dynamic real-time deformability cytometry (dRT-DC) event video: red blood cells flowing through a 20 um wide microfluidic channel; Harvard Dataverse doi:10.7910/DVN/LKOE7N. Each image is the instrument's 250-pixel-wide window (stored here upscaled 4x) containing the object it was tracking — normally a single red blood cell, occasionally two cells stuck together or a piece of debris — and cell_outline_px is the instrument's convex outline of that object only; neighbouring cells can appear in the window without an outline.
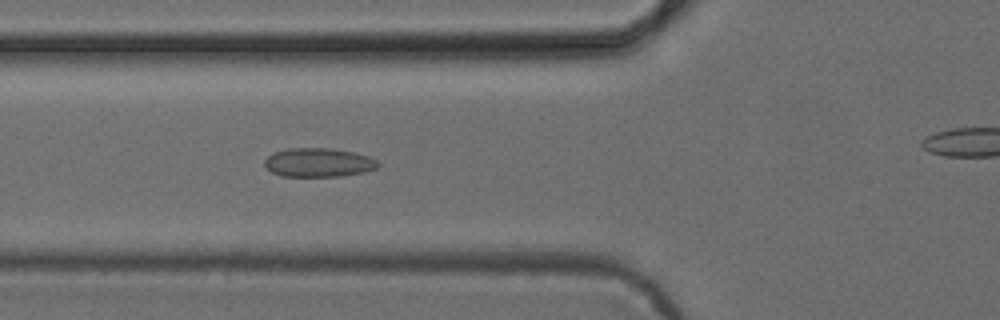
{"species": "common noctule bat (a hibernating species)", "species_latin": "Nyctalus noctula", "temperature_condition": "cold", "stored_images_in_passage": 44, "camera_frame_rate_fps": 3000, "um_per_image_px": 0.085, "animal": {"sex": "female", "body_mass_g": 24.6, "forearm_length_mm": 56.2}, "frame": {"image": 1, "passage_image": 18, "time_ms": 5.667, "image_size_px": [1000, 320], "cell_outline_px": [[380, 164], [376, 168], [364, 172], [340, 176], [280, 176], [264, 168], [264, 160], [272, 152], [288, 148], [328, 148], [356, 152], [380, 160]], "centroid_in_image_um": [27.06, 13.81], "position_along_channel_um": 98.7, "area_um2": 19.36}}
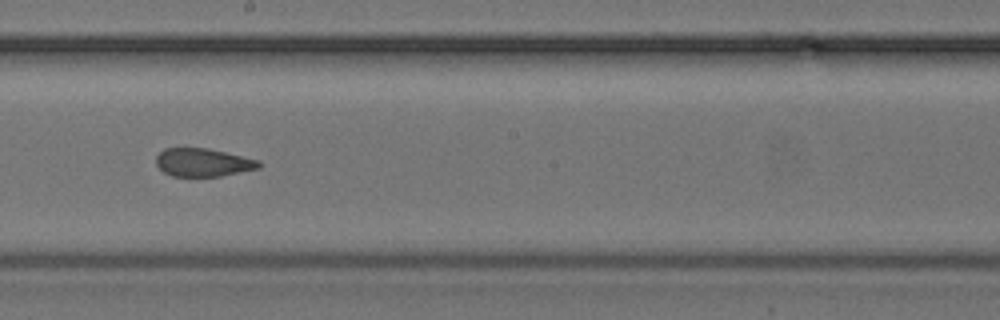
{"frame": {"image": 2, "passage_image": 28, "time_ms": 9.0, "image_size_px": [1000, 320], "cell_outline_px": [[264, 164], [260, 168], [220, 176], [172, 176], [164, 172], [156, 164], [156, 156], [164, 148], [208, 148], [260, 160]], "centroid_in_image_um": [17.29, 13.8], "position_along_channel_um": 230.9, "area_um2": 16.94}}
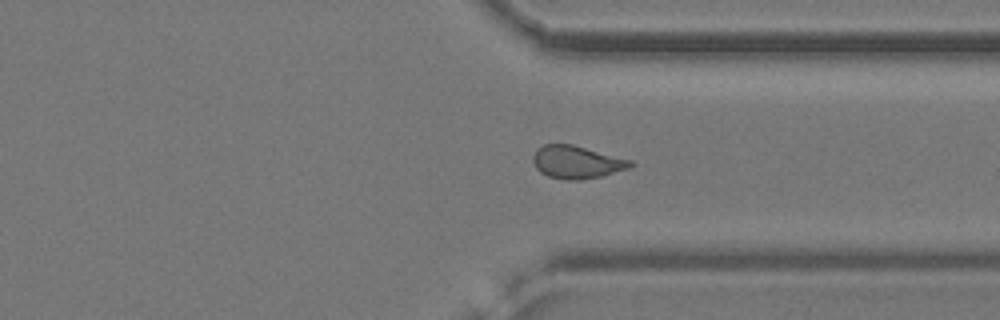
{"frame": {"image": 3, "passage_image": 38, "time_ms": 12.333, "image_size_px": [1000, 320], "cell_outline_px": [[636, 164], [628, 168], [600, 176], [580, 180], [568, 180], [548, 176], [540, 172], [536, 168], [532, 160], [532, 156], [536, 148], [544, 144], [572, 144], [632, 160]], "centroid_in_image_um": [48.99, 13.77], "position_along_channel_um": 362.4, "area_um2": 18.61}}